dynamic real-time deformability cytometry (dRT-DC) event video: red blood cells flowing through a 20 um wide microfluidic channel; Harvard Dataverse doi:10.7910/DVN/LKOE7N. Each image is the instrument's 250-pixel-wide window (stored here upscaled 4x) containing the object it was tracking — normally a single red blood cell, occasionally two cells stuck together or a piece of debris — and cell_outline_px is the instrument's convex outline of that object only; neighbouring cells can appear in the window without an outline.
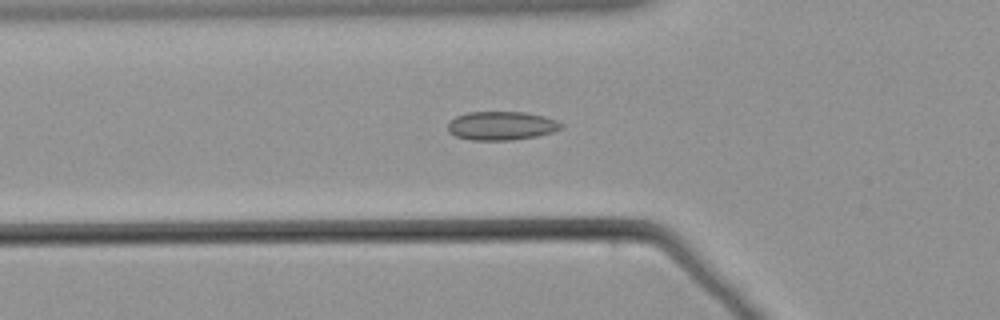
{"species": "common noctule bat (a hibernating species)", "species_latin": "Nyctalus noctula", "temperature_condition": "warm", "stored_images_in_passage": 50, "camera_frame_rate_fps": 3000, "um_per_image_px": 0.085, "animal": {"sex": "male", "body_mass_g": 21.5, "forearm_length_mm": 52.0}, "frame": {"image": 1, "passage_image": 12, "time_ms": 3.667, "image_size_px": [1000, 320], "cell_outline_px": [[564, 128], [552, 132], [536, 136], [512, 140], [472, 140], [456, 136], [448, 132], [448, 124], [456, 116], [468, 112], [524, 112], [544, 116], [556, 120], [564, 124]], "centroid_in_image_um": [42.65, 10.69], "position_along_channel_um": 83.2, "area_um2": 18.96}}
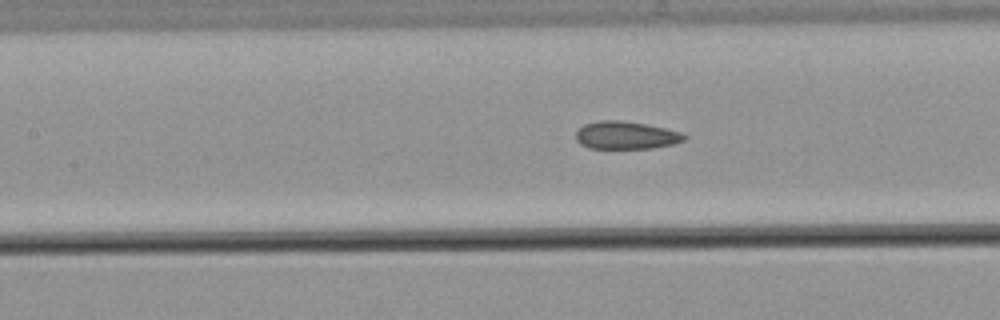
{"frame": {"image": 2, "passage_image": 18, "time_ms": 5.667, "image_size_px": [1000, 320], "cell_outline_px": [[688, 136], [684, 140], [672, 144], [652, 148], [588, 148], [580, 144], [576, 140], [576, 132], [584, 124], [600, 120], [620, 120], [644, 124], [664, 128], [680, 132]], "centroid_in_image_um": [53.18, 11.5], "position_along_channel_um": 154.2, "area_um2": 17.4}}
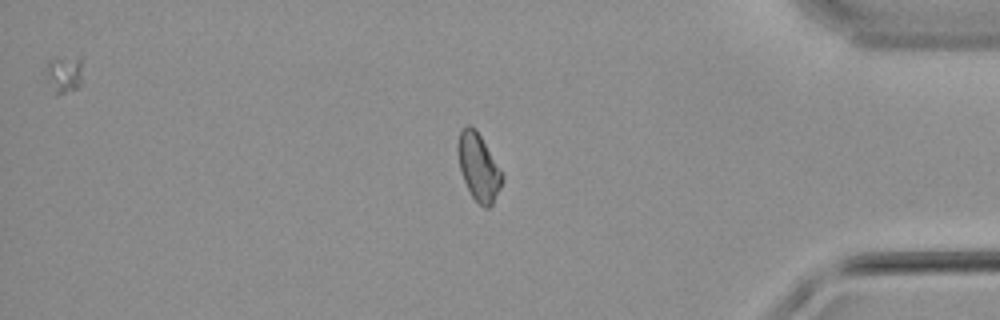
{"frame": {"image": 3, "passage_image": 41, "time_ms": 13.333, "image_size_px": [1000, 320], "cell_outline_px": [[504, 180], [492, 204], [488, 208], [484, 208], [472, 196], [464, 180], [460, 168], [460, 132], [468, 124], [480, 136], [504, 172]], "centroid_in_image_um": [40.76, 14.27], "position_along_channel_um": 394.4, "area_um2": 16.65}}